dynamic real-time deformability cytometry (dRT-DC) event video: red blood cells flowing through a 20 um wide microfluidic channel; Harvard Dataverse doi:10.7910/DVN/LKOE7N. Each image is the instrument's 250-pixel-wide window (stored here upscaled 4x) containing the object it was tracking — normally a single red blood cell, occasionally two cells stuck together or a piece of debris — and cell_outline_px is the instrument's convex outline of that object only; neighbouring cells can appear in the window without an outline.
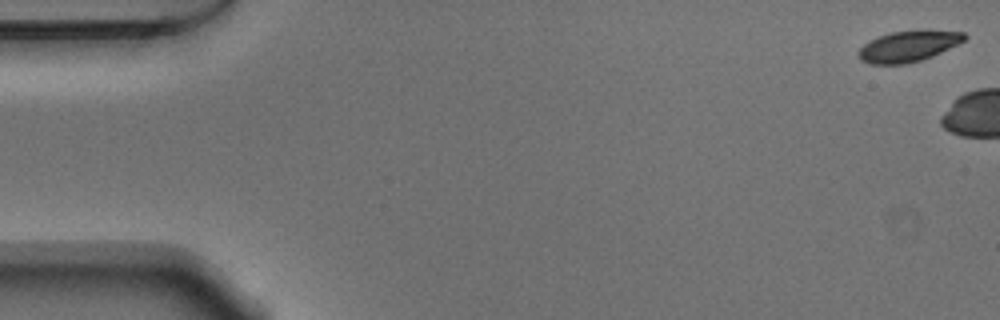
{"species": "Egyptian fruit bat (a non-hibernating species)", "species_latin": "Rousettus aegyptiacus", "temperature_condition": "warm", "stored_images_in_passage": 5, "camera_frame_rate_fps": 3000, "um_per_image_px": 0.085, "animal": {"sex": "male"}, "frame": {"image": 1, "passage_image": 1, "time_ms": 0.0, "image_size_px": [1000, 320], "cell_outline_px": [[968, 36], [964, 40], [932, 56], [908, 64], [872, 64], [860, 60], [860, 48], [864, 44], [880, 36], [892, 32], [924, 28], [928, 28], [964, 32]], "centroid_in_image_um": [77.27, 3.89], "position_along_channel_um": 7.7, "area_um2": 19.19}}